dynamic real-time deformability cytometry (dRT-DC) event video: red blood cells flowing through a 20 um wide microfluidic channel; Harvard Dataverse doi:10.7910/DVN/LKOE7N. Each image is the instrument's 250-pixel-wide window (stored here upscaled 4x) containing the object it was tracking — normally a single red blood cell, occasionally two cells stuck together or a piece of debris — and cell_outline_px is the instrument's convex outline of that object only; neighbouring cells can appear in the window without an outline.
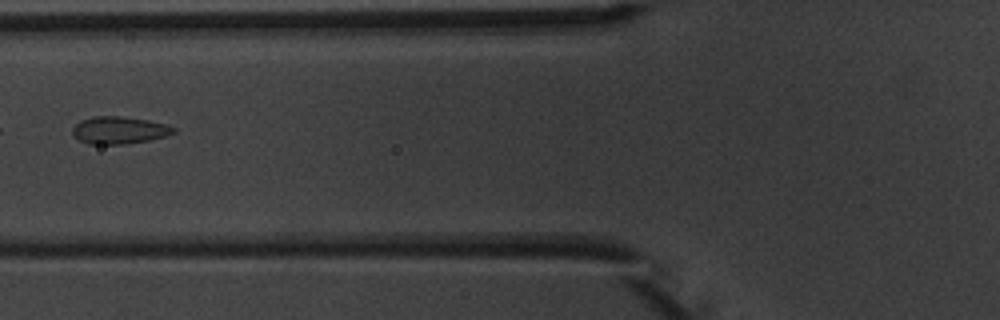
{"species": "common noctule bat (a hibernating species)", "species_latin": "Nyctalus noctula", "temperature_condition": "warm", "stored_images_in_passage": 7, "camera_frame_rate_fps": 3000, "um_per_image_px": 0.085, "animal": {"sex": "male", "body_mass_g": 20.1, "forearm_length_mm": 53.5}, "frame": {"image": 1, "passage_image": 6, "time_ms": 6.333, "image_size_px": [1000, 320], "cell_outline_px": [[176, 132], [164, 136], [148, 140], [124, 144], [88, 144], [72, 136], [72, 128], [80, 120], [92, 116], [120, 116], [148, 120], [168, 124], [176, 128]], "centroid_in_image_um": [10.11, 11.06], "position_along_channel_um": 115.7, "area_um2": 16.18}}
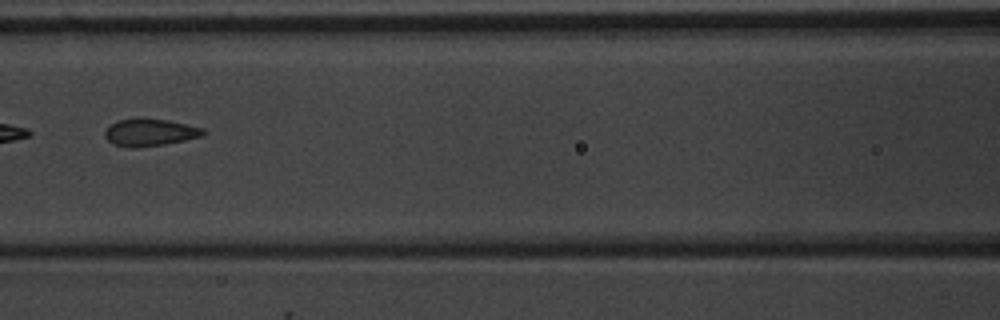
{"frame": {"image": 2, "passage_image": 7, "time_ms": 7.333, "image_size_px": [1000, 320], "cell_outline_px": [[204, 132], [200, 136], [184, 140], [164, 144], [132, 148], [112, 144], [104, 136], [104, 132], [116, 120], [168, 120], [204, 128]], "centroid_in_image_um": [12.72, 11.28], "position_along_channel_um": 153.9, "area_um2": 15.03}}